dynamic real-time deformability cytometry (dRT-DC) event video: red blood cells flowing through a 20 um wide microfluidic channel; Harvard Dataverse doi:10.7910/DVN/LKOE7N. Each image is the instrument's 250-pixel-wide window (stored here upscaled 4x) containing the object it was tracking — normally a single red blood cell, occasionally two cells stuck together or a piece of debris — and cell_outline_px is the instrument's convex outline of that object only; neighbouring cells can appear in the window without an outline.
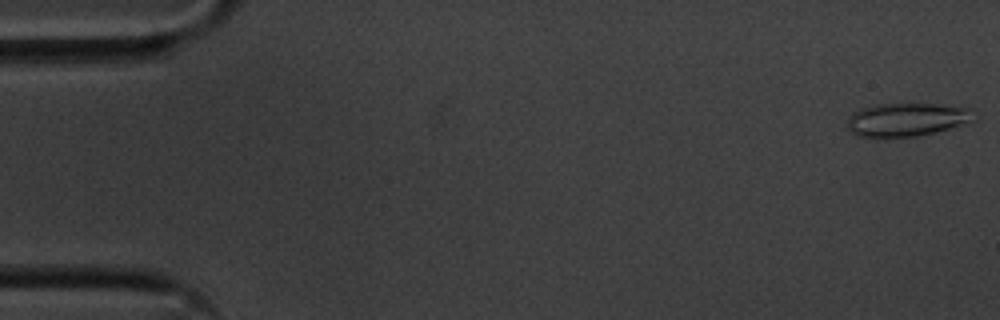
{"species": "common noctule bat (a hibernating species)", "species_latin": "Nyctalus noctula", "temperature_condition": "cold", "stored_images_in_passage": 9, "camera_frame_rate_fps": 3000, "um_per_image_px": 0.085, "animal": {"sex": "male", "body_mass_g": 20.1, "forearm_length_mm": 53.5}, "frame": {"image": 1, "passage_image": 1, "time_ms": 0.0, "image_size_px": [1000, 320], "cell_outline_px": [[972, 108], [968, 120], [960, 124], [936, 132], [920, 136], [876, 140], [856, 136], [848, 132], [844, 124], [848, 116], [852, 112], [860, 108], [876, 104], [936, 104]], "centroid_in_image_um": [76.83, 10.21], "position_along_channel_um": 8.2, "area_um2": 25.26}}